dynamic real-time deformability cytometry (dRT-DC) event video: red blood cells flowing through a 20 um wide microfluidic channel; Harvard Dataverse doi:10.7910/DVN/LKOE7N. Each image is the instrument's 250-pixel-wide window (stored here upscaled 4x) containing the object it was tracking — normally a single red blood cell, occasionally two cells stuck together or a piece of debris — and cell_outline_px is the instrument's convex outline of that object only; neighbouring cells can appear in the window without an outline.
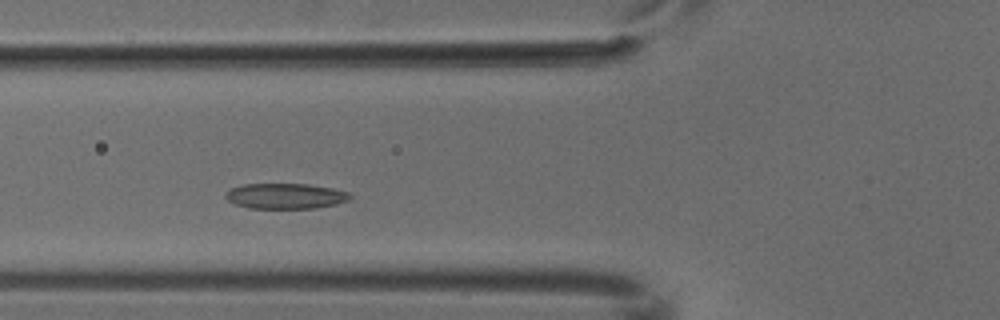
{"species": "common noctule bat (a hibernating species)", "species_latin": "Nyctalus noctula", "temperature_condition": "cold", "stored_images_in_passage": 4, "camera_frame_rate_fps": 3000, "um_per_image_px": 0.085, "animal": {"sex": "male", "body_mass_g": 18.8}, "frame": {"image": 1, "passage_image": 3, "time_ms": 0.667, "image_size_px": [1000, 320], "cell_outline_px": [[352, 196], [348, 200], [336, 204], [316, 208], [248, 208], [236, 204], [228, 200], [224, 196], [224, 192], [240, 184], [308, 184], [332, 188], [348, 192]], "centroid_in_image_um": [24.24, 16.66], "position_along_channel_um": 101.6, "area_um2": 18.5}}
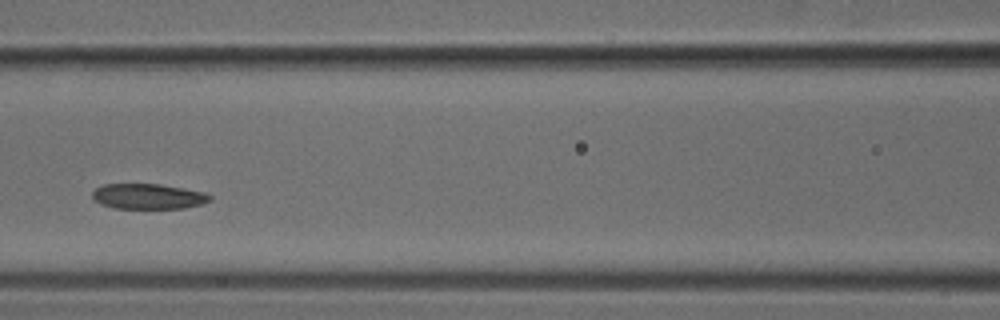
{"frame": {"image": 2, "passage_image": 4, "time_ms": 1.0, "image_size_px": [1000, 320], "cell_outline_px": [[212, 200], [204, 204], [184, 208], [112, 208], [100, 204], [92, 196], [92, 192], [96, 188], [104, 184], [160, 184], [204, 192], [212, 196]], "centroid_in_image_um": [12.62, 16.69], "position_along_channel_um": 154.0, "area_um2": 17.4}}